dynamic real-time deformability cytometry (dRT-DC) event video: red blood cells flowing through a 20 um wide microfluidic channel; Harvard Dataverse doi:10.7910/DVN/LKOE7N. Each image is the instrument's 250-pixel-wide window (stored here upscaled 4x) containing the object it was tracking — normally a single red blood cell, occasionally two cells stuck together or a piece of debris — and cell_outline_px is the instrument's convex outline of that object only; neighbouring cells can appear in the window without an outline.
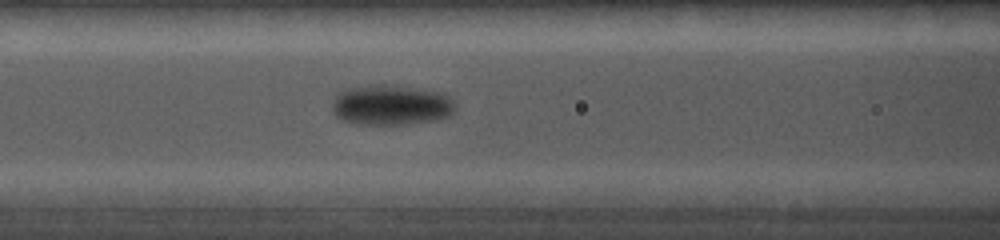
{"species": "common noctule bat (a hibernating species)", "species_latin": "Nyctalus noctula", "temperature_condition": "cold", "stored_images_in_passage": 28, "camera_frame_rate_fps": 5000, "um_per_image_px": 0.085, "animal": {"sex": "female", "body_mass_g": 19.0, "forearm_length_mm": 56.7}, "frame": {"image": 1, "passage_image": 7, "time_ms": 2.2, "image_size_px": [1000, 240], "cell_outline_px": [[456, 108], [452, 116], [436, 120], [404, 124], [356, 124], [344, 120], [336, 116], [332, 112], [332, 96], [336, 92], [348, 88], [368, 84], [376, 84], [448, 92], [456, 104]], "centroid_in_image_um": [33.26, 8.92], "position_along_channel_um": 133.3, "area_um2": 29.54}}
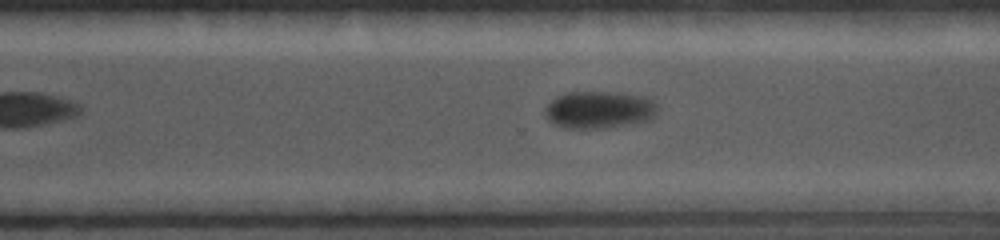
{"frame": {"image": 2, "passage_image": 16, "time_ms": 6.6, "image_size_px": [1000, 240], "cell_outline_px": [[660, 108], [656, 116], [648, 120], [604, 128], [564, 128], [552, 124], [548, 120], [544, 112], [544, 108], [556, 96], [568, 92], [620, 92], [644, 96], [652, 100]], "centroid_in_image_um": [50.93, 9.32], "position_along_channel_um": 319.7, "area_um2": 24.74}}
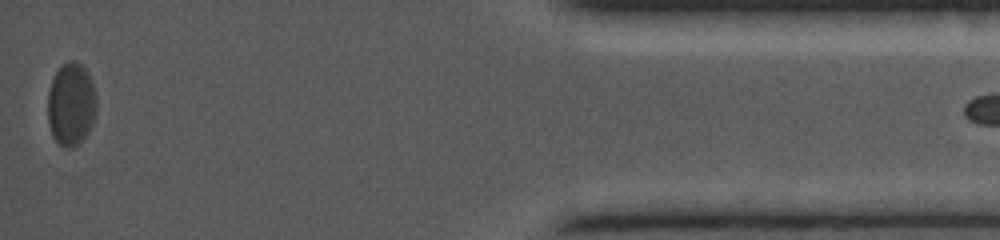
{"frame": {"image": 3, "passage_image": 27, "time_ms": 10.6, "image_size_px": [1000, 240], "cell_outline_px": [[96, 108], [92, 124], [88, 132], [76, 144], [68, 148], [64, 148], [52, 136], [48, 124], [48, 92], [52, 80], [56, 72], [68, 60], [76, 60], [88, 72], [92, 80], [96, 96]], "centroid_in_image_um": [6.04, 8.84], "position_along_channel_um": 429.2, "area_um2": 23.47}}